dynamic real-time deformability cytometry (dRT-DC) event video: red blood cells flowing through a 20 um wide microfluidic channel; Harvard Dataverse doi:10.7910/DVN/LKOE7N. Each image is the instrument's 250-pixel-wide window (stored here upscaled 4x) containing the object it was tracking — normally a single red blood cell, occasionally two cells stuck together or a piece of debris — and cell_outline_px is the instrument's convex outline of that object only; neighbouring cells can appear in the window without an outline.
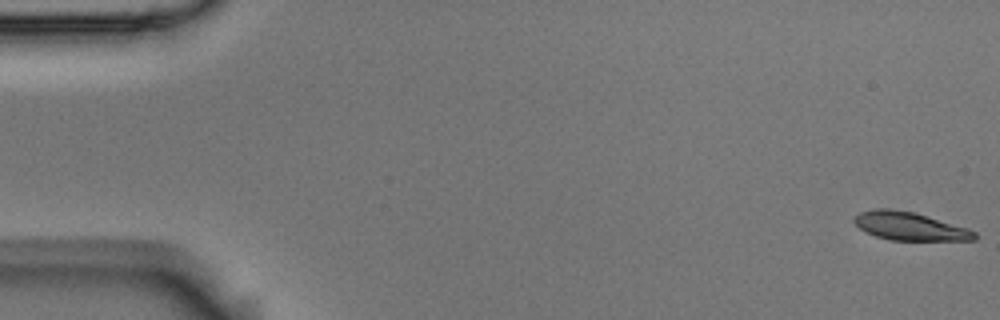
{"species": "Egyptian fruit bat (a non-hibernating species)", "species_latin": "Rousettus aegyptiacus", "temperature_condition": "room temperature", "stored_images_in_passage": 4, "camera_frame_rate_fps": 3000, "um_per_image_px": 0.085, "animal": {"sex": "male"}, "frame": {"image": 1, "passage_image": 1, "time_ms": 0.0, "image_size_px": [1000, 320], "cell_outline_px": [[976, 240], [892, 240], [876, 236], [864, 232], [852, 220], [852, 216], [860, 212], [880, 208], [888, 208], [912, 212], [928, 216], [968, 228], [976, 232]], "centroid_in_image_um": [77.3, 19.23], "position_along_channel_um": 7.7, "area_um2": 19.71}}
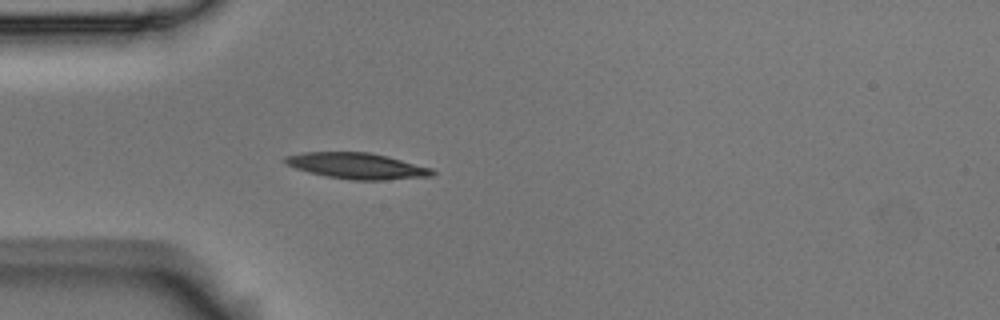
{"frame": {"image": 2, "passage_image": 4, "time_ms": 1.0, "image_size_px": [1000, 320], "cell_outline_px": [[436, 172], [432, 176], [384, 180], [352, 180], [328, 176], [308, 172], [284, 164], [280, 160], [284, 156], [304, 152], [368, 152], [388, 156], [432, 168]], "centroid_in_image_um": [30.31, 14.09], "position_along_channel_um": 54.7, "area_um2": 22.43}}